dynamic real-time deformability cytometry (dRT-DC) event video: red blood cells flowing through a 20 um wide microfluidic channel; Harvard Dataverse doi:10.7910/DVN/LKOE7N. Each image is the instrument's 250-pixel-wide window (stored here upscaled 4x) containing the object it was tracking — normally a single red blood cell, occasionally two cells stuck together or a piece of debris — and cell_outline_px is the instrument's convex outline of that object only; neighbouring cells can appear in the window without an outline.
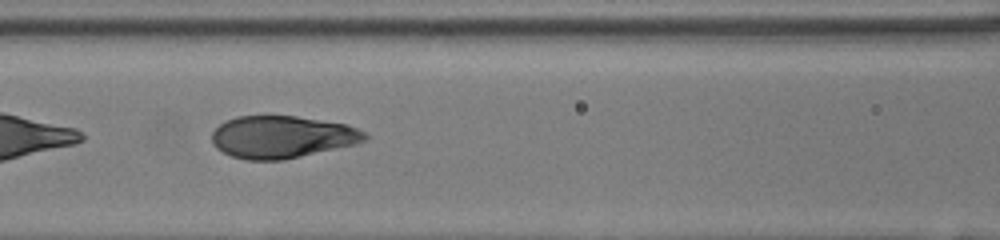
{"species": "human", "species_latin": "Homo sapiens", "temperature_condition": "room temperature", "stored_images_in_passage": 49, "camera_frame_rate_fps": 3000, "um_per_image_px": 0.085, "donor": {"sex": "female"}, "frame": {"image": 1, "passage_image": 25, "time_ms": 8.0, "image_size_px": [1000, 240], "cell_outline_px": [[368, 140], [356, 144], [284, 160], [248, 160], [232, 156], [216, 148], [212, 144], [212, 132], [220, 124], [236, 116], [296, 116], [348, 124], [368, 132]], "centroid_in_image_um": [24.02, 11.64], "position_along_channel_um": 142.6, "area_um2": 37.92}}
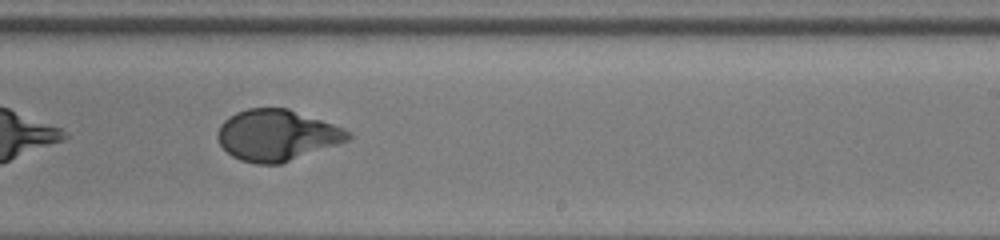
{"frame": {"image": 2, "passage_image": 34, "time_ms": 11.0, "image_size_px": [1000, 240], "cell_outline_px": [[352, 136], [348, 140], [280, 164], [256, 164], [240, 160], [232, 156], [220, 144], [216, 136], [216, 132], [220, 124], [228, 116], [236, 112], [248, 108], [288, 108], [344, 128], [352, 132]], "centroid_in_image_um": [23.5, 11.49], "position_along_channel_um": 265.5, "area_um2": 38.78}}
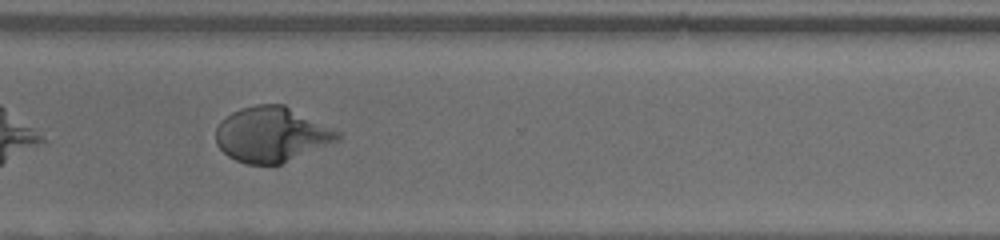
{"frame": {"image": 3, "passage_image": 40, "time_ms": 13.0, "image_size_px": [1000, 240], "cell_outline_px": [[344, 136], [340, 140], [280, 164], [248, 164], [236, 160], [228, 156], [216, 144], [216, 128], [220, 120], [232, 112], [240, 108], [256, 104], [284, 104], [340, 132]], "centroid_in_image_um": [23.08, 11.42], "position_along_channel_um": 347.5, "area_um2": 39.07}}